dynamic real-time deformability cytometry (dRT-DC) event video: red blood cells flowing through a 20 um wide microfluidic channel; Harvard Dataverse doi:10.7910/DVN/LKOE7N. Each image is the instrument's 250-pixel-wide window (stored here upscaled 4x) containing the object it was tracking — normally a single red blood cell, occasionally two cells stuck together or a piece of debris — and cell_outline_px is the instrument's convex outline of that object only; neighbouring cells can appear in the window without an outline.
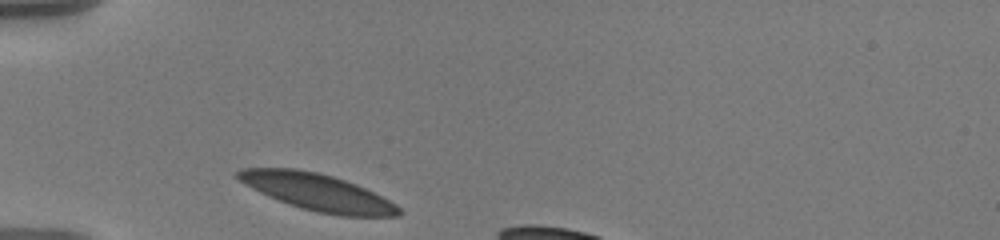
{"species": "human", "species_latin": "Homo sapiens", "temperature_condition": "warm", "stored_images_in_passage": 33, "camera_frame_rate_fps": 3000, "um_per_image_px": 0.085, "donor": {"sex": "male"}, "frame": {"image": 1, "passage_image": 1, "time_ms": 0.0, "image_size_px": [1000, 240], "cell_outline_px": [[400, 216], [340, 216], [316, 212], [300, 208], [268, 196], [244, 184], [236, 176], [236, 172], [244, 168], [296, 168], [316, 172], [332, 176], [356, 184], [396, 204], [400, 208]], "centroid_in_image_um": [26.97, 16.34], "position_along_channel_um": 58.0, "area_um2": 34.22}}
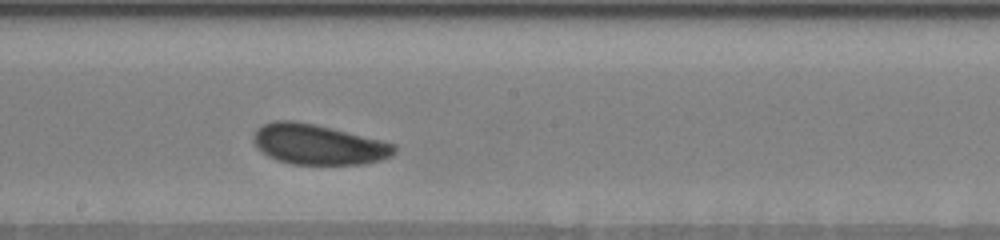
{"frame": {"image": 2, "passage_image": 16, "time_ms": 5.0, "image_size_px": [1000, 240], "cell_outline_px": [[396, 152], [392, 156], [380, 160], [364, 164], [292, 164], [276, 160], [260, 152], [256, 148], [252, 140], [252, 136], [256, 128], [272, 120], [292, 120], [312, 124], [396, 144]], "centroid_in_image_um": [26.98, 12.29], "position_along_channel_um": 221.2, "area_um2": 33.0}}
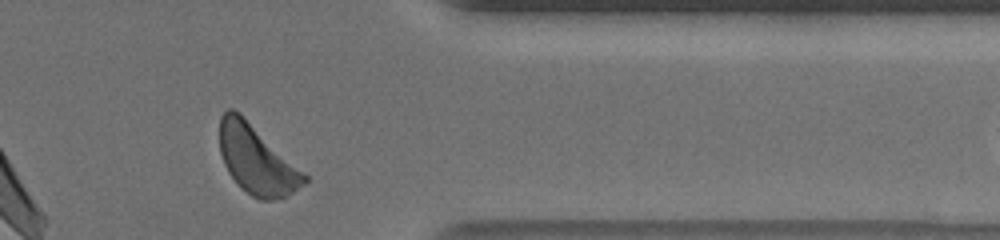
{"frame": {"image": 3, "passage_image": 31, "time_ms": 10.0, "image_size_px": [1000, 240], "cell_outline_px": [[308, 180], [304, 184], [292, 192], [284, 196], [272, 200], [260, 200], [252, 196], [228, 172], [224, 164], [220, 152], [220, 116], [228, 108], [232, 108], [240, 112], [304, 172], [308, 176]], "centroid_in_image_um": [21.81, 13.55], "position_along_channel_um": 389.6, "area_um2": 33.41}, "authors_computed_cell_mechanics": {"area_um2": 33.4084, "velocity_mm_per_s": 3.5245, "shape_relaxation_time_tau1_ms": 2.1184, "shape_relaxation_time_tau2_ms": null, "deformation_change_tau1": 0.0934, "deformation_change_tau2": null}}